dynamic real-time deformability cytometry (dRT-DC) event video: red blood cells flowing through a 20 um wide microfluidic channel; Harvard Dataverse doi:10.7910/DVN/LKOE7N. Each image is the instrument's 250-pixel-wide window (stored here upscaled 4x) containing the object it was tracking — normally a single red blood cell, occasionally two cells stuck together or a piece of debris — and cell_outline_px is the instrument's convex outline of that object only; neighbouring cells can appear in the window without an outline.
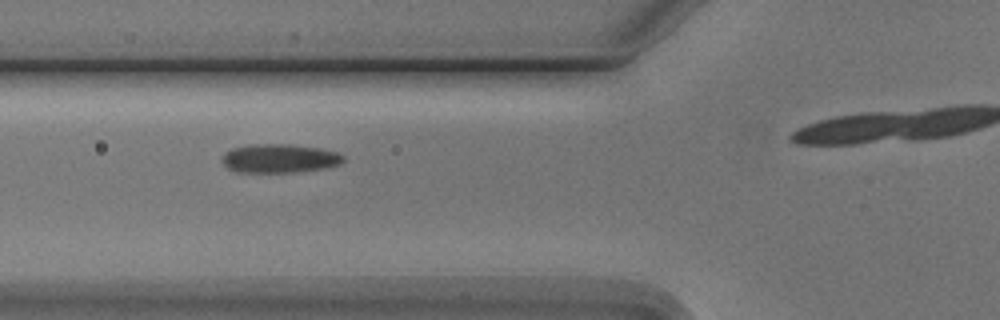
{"species": "Egyptian fruit bat (a non-hibernating species)", "species_latin": "Rousettus aegyptiacus", "temperature_condition": "cold", "stored_images_in_passage": 3, "camera_frame_rate_fps": 3000, "um_per_image_px": 0.085, "animal": {"sex": "male"}, "frame": {"image": 1, "passage_image": 2, "time_ms": 1.0, "image_size_px": [1000, 320], "cell_outline_px": [[344, 160], [340, 164], [324, 168], [292, 172], [236, 172], [228, 168], [224, 164], [224, 152], [232, 148], [252, 144], [292, 144], [320, 148], [336, 152], [344, 156]], "centroid_in_image_um": [23.76, 13.45], "position_along_channel_um": 102.0, "area_um2": 20.23}}